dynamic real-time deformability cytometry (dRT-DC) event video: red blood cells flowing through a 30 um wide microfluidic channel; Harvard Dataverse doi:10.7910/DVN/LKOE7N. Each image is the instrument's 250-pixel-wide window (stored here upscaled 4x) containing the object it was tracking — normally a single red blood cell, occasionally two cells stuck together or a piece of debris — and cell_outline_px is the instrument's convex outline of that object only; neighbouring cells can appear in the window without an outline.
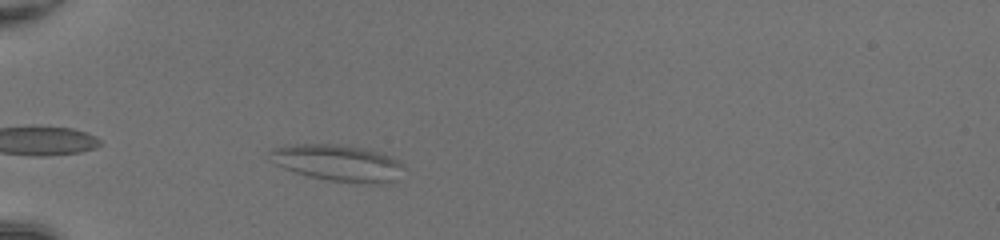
{"species": "common noctule bat (a hibernating species)", "species_latin": "Nyctalus noctula", "temperature_condition": "room temperature", "stored_images_in_passage": 38, "camera_frame_rate_fps": 3000, "um_per_image_px": 0.085, "animal": {"sex": "female", "body_mass_g": 20.0, "forearm_length_mm": 54.0}, "frame": {"image": 1, "passage_image": 4, "time_ms": 1.0, "image_size_px": [1000, 240], "cell_outline_px": [[404, 168], [396, 180], [376, 184], [372, 184], [328, 180], [296, 172], [284, 168], [276, 164], [268, 152], [272, 148], [292, 144], [336, 144], [360, 148], [380, 152], [404, 164]], "centroid_in_image_um": [28.73, 13.84], "position_along_channel_um": 56.3, "area_um2": 28.09}}
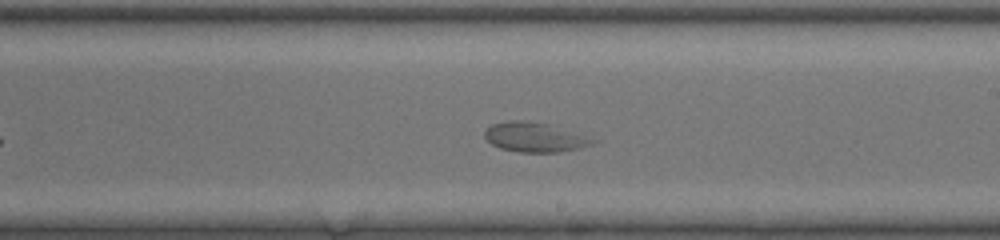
{"frame": {"image": 2, "passage_image": 19, "time_ms": 6.0, "image_size_px": [1000, 240], "cell_outline_px": [[600, 140], [592, 144], [560, 152], [520, 152], [500, 148], [492, 144], [484, 136], [484, 132], [492, 124], [512, 120], [520, 120], [548, 124]], "centroid_in_image_um": [45.44, 11.66], "position_along_channel_um": 243.6, "area_um2": 18.32}}
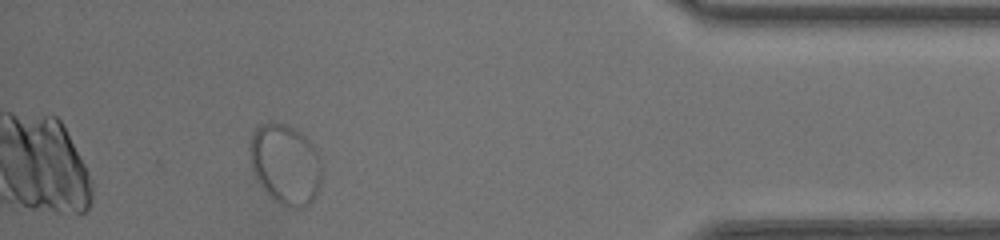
{"frame": {"image": 3, "passage_image": 34, "time_ms": 11.0, "image_size_px": [1000, 240], "cell_outline_px": [[320, 184], [316, 196], [304, 208], [288, 208], [272, 200], [268, 196], [256, 180], [252, 168], [248, 148], [252, 132], [256, 128], [264, 124], [288, 124], [296, 128], [312, 144], [316, 152], [320, 164]], "centroid_in_image_um": [24.22, 14.0], "position_along_channel_um": 411.0, "area_um2": 33.81}}